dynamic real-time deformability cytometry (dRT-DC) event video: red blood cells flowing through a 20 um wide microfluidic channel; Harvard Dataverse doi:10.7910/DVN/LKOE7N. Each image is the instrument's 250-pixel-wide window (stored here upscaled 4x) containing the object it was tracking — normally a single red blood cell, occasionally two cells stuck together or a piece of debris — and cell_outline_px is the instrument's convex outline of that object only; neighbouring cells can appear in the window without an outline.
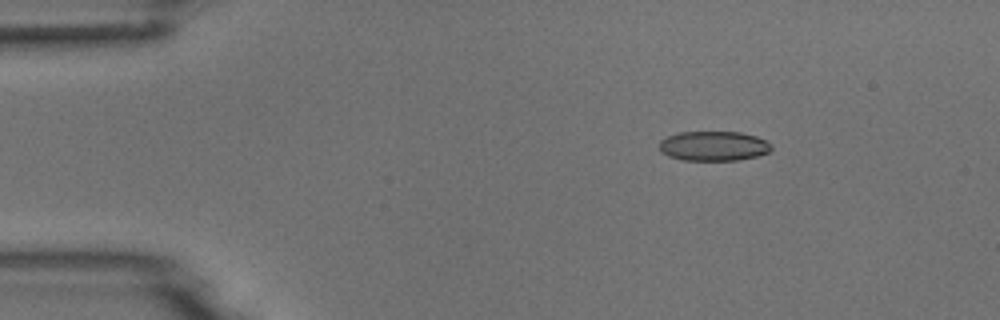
{"species": "common noctule bat (a hibernating species)", "species_latin": "Nyctalus noctula", "temperature_condition": "room temperature", "stored_images_in_passage": 7, "camera_frame_rate_fps": 3000, "um_per_image_px": 0.085, "animal": {"sex": "male", "body_mass_g": 18.8}, "frame": {"image": 1, "passage_image": 3, "time_ms": 2.333, "image_size_px": [1000, 320], "cell_outline_px": [[772, 148], [768, 152], [756, 156], [736, 160], [680, 160], [668, 156], [660, 152], [660, 140], [668, 136], [680, 132], [740, 132], [756, 136], [772, 144]], "centroid_in_image_um": [60.63, 12.41], "position_along_channel_um": 24.4, "area_um2": 19.36}}
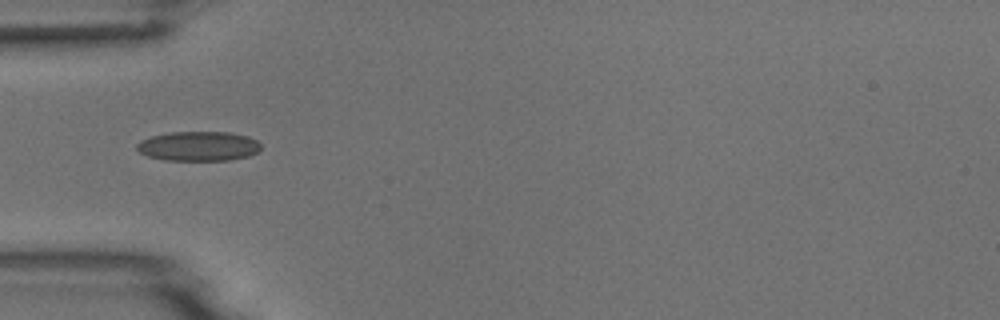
{"frame": {"image": 2, "passage_image": 5, "time_ms": 5.333, "image_size_px": [1000, 320], "cell_outline_px": [[260, 152], [248, 156], [228, 160], [164, 160], [148, 156], [140, 152], [136, 148], [136, 144], [140, 140], [152, 136], [172, 132], [228, 132], [248, 136], [256, 140], [260, 144]], "centroid_in_image_um": [16.88, 12.42], "position_along_channel_um": 68.1, "area_um2": 21.39}}